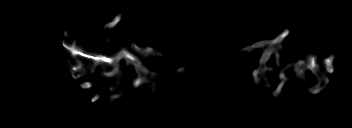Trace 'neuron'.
<instances>
[{"label":"neuron","instance_id":"1","mask_svg":"<svg viewBox=\"0 0 352 128\" xmlns=\"http://www.w3.org/2000/svg\"><path fill=\"white\" fill-rule=\"evenodd\" d=\"M122 19V15L121 13L118 12V14L115 16V19L112 20L111 22L107 23L105 25V30L103 32V36L106 38V40L112 45V50H111V54H105V53H99L96 51H90V49H86L84 46H81V50H80V55H83L86 59H89L90 62L88 64H86V66H84L77 58H76V43H72L71 45H67V40H68V29L65 30L64 36H63V46L65 47L66 51H67V56H68V62H69V69L70 70H75L72 74L74 79H80L84 74L90 75L94 73L95 67L99 64L102 65V68L105 69L108 66H111V70L110 72L104 73L103 76L104 77H112V76H117V78L119 77V80L121 79V73L118 70V61L121 59H127L126 62H131L134 66H135V70L137 72L138 75V79L133 81V87H139L141 84L146 83V80L148 81V83L150 84V92H154L156 83L153 82L152 79H150V77H154L155 73H151V75H147V69H145V63H142L141 61L144 60L143 58H146L147 55H158V56H162L163 54L155 51L154 49H152L150 46H145V47H137L136 43H128V42H120L118 40H116L114 38V34H113V28L116 27V25L121 21ZM289 34V31L284 29L281 34L278 37H274L272 38V40L269 39H265L262 41H258L255 44H252L250 46L244 47L241 49V51L250 49V51L253 53L254 50L258 47V48H262L267 44L266 47V51L264 52V54L262 55L261 59H260V69H255L251 75L252 77H256V75L258 73H260L261 75H263V72L265 71V61L266 60H270L271 59V52L274 50V54H276L277 58L275 59V63L279 66L280 69V75L279 78L284 79V68H280V63H279V56H280V48H281V44L280 41L282 39H284L287 35ZM126 48V51H120L117 54L112 55V53L116 52L117 49L119 48ZM127 48L132 49V51H135L136 53L139 52L140 55L139 57H134L133 54H130V52L127 51ZM317 55H312L311 58H309L307 60V65L309 66V68L313 71V73H315V75H318L321 73L320 68L317 66V64L315 63V60L317 59L316 57ZM334 59V54L330 55L328 58H325L323 64L325 65V67L327 68L326 71L328 73H332L334 71L333 66L331 65V61ZM302 59H299L297 61L296 64V68L294 69V74L295 75H299L300 73L303 72L304 70V66H302ZM306 65V67H307ZM183 68H178L176 73H178V75L176 76L177 79L181 78L179 76V73L182 75V71ZM329 80L328 78L324 77L322 81H320V83L315 86L312 89H308V91L310 93L313 94H318L324 87H326V85L328 84ZM284 80L281 81V83L278 85L277 90L275 91L274 94H270V95H275V100H277V95L278 93L281 91V89L283 88V84ZM81 86L84 89H88L91 86V82L89 80H85L81 83ZM117 86H110L109 89L111 91H116ZM124 92H121L120 94H113L111 95L108 99L114 100L119 99L123 96ZM100 98V94H96V96H94L93 98H91L92 103L95 102L96 100H98Z\"/></svg>","mask_w":352,"mask_h":128}]
</instances>
